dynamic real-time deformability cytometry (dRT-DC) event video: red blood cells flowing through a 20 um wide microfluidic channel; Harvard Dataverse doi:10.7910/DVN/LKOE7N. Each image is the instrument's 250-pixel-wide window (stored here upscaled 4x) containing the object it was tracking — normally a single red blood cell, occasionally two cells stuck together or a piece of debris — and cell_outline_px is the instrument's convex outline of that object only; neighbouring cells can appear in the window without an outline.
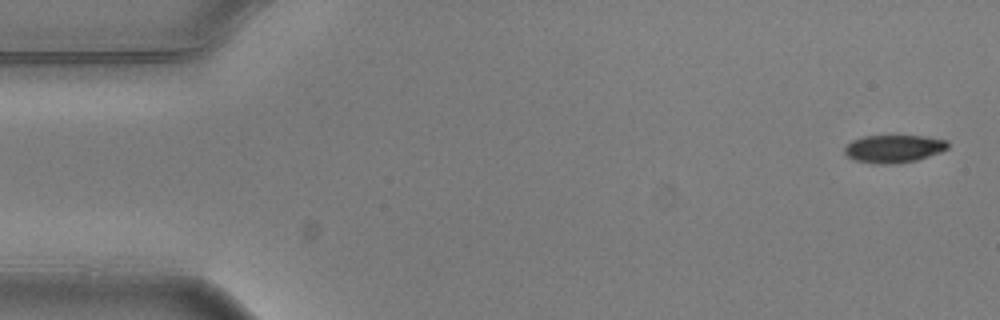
{"species": "common noctule bat (a hibernating species)", "species_latin": "Nyctalus noctula", "temperature_condition": "warm", "stored_images_in_passage": 5, "camera_frame_rate_fps": 3000, "um_per_image_px": 0.085, "animal": {"sex": "male", "body_mass_g": 20.5, "forearm_length_mm": 52.5}, "frame": {"image": 1, "passage_image": 1, "time_ms": 0.0, "image_size_px": [1000, 320], "cell_outline_px": [[948, 148], [940, 152], [916, 160], [896, 164], [872, 164], [856, 160], [848, 156], [844, 152], [844, 148], [852, 140], [864, 136], [924, 136], [948, 140]], "centroid_in_image_um": [75.97, 12.64], "position_along_channel_um": 9.0, "area_um2": 16.7}}
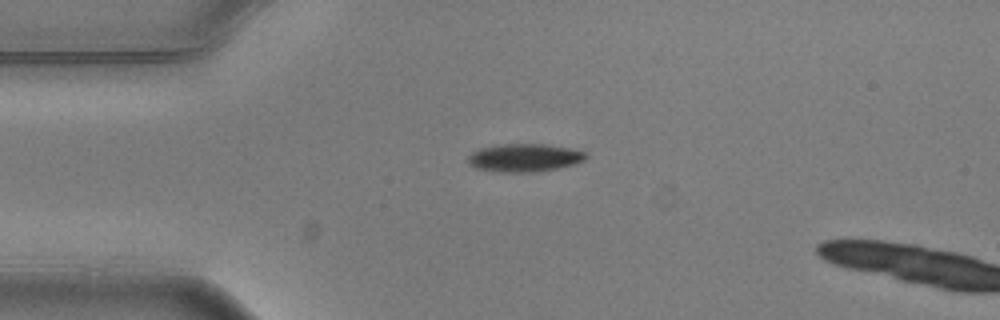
{"frame": {"image": 2, "passage_image": 4, "time_ms": 1.0, "image_size_px": [1000, 320], "cell_outline_px": [[588, 156], [584, 160], [572, 164], [556, 168], [532, 172], [504, 172], [476, 168], [468, 164], [468, 156], [472, 152], [480, 148], [500, 144], [548, 144], [568, 148], [584, 152]], "centroid_in_image_um": [44.54, 13.4], "position_along_channel_um": 40.5, "area_um2": 19.02}}